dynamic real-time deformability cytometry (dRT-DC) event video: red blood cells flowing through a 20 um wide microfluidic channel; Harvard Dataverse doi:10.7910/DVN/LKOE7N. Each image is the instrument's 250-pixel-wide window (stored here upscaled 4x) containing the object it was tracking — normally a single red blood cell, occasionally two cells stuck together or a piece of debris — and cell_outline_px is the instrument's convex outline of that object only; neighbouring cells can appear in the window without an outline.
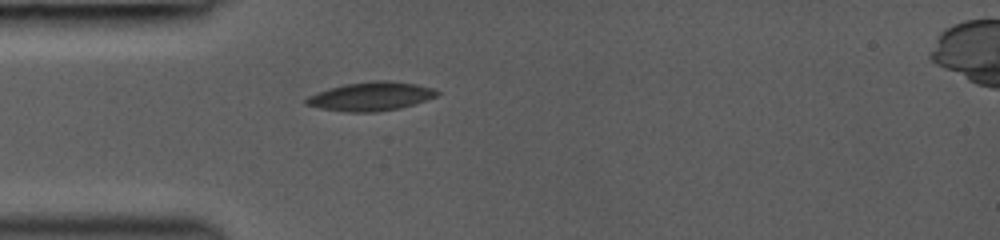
{"species": "common noctule bat (a hibernating species)", "species_latin": "Nyctalus noctula", "temperature_condition": "room temperature", "stored_images_in_passage": 32, "camera_frame_rate_fps": 3000, "um_per_image_px": 0.085, "animal": {"sex": "female", "body_mass_g": 19.0, "forearm_length_mm": 53.3}, "frame": {"image": 1, "passage_image": 1, "time_ms": 0.0, "image_size_px": [1000, 240], "cell_outline_px": [[440, 92], [436, 96], [400, 108], [376, 112], [344, 112], [320, 108], [304, 104], [304, 100], [308, 96], [328, 88], [344, 84], [372, 80], [392, 80], [416, 84], [432, 88]], "centroid_in_image_um": [31.48, 8.18], "position_along_channel_um": 53.5, "area_um2": 21.96}}
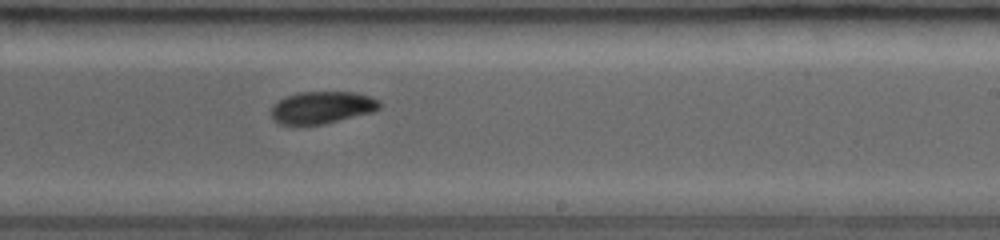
{"frame": {"image": 2, "passage_image": 16, "time_ms": 5.0, "image_size_px": [1000, 240], "cell_outline_px": [[384, 104], [380, 108], [372, 112], [324, 124], [280, 124], [272, 120], [272, 104], [276, 100], [296, 92], [356, 92], [380, 100]], "centroid_in_image_um": [27.37, 9.12], "position_along_channel_um": 261.6, "area_um2": 20.52}}
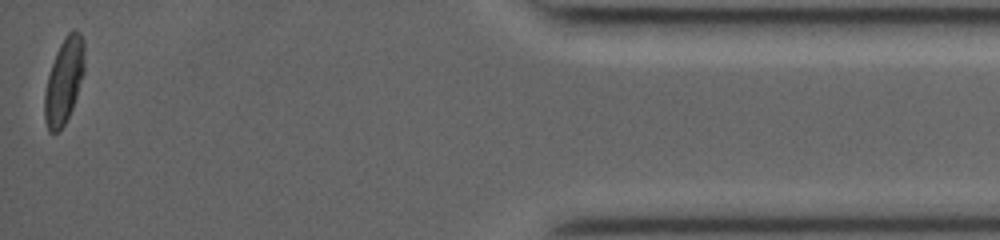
{"frame": {"image": 3, "passage_image": 32, "time_ms": 10.333, "image_size_px": [1000, 240], "cell_outline_px": [[84, 72], [72, 108], [64, 124], [56, 132], [48, 132], [44, 120], [44, 92], [48, 76], [56, 52], [64, 36], [72, 28], [76, 28], [80, 32], [84, 40]], "centroid_in_image_um": [5.44, 6.82], "position_along_channel_um": 429.8, "area_um2": 19.94}, "authors_computed_cell_mechanics": {"area_um2": 20.519, "velocity_mm_per_s": 4.2937, "shape_relaxation_time_tau1_ms": 6.0534, "shape_relaxation_time_tau2_ms": 2.3858, "deformation_change_tau1": 0.1576, "deformation_change_tau2": 0.0515}}